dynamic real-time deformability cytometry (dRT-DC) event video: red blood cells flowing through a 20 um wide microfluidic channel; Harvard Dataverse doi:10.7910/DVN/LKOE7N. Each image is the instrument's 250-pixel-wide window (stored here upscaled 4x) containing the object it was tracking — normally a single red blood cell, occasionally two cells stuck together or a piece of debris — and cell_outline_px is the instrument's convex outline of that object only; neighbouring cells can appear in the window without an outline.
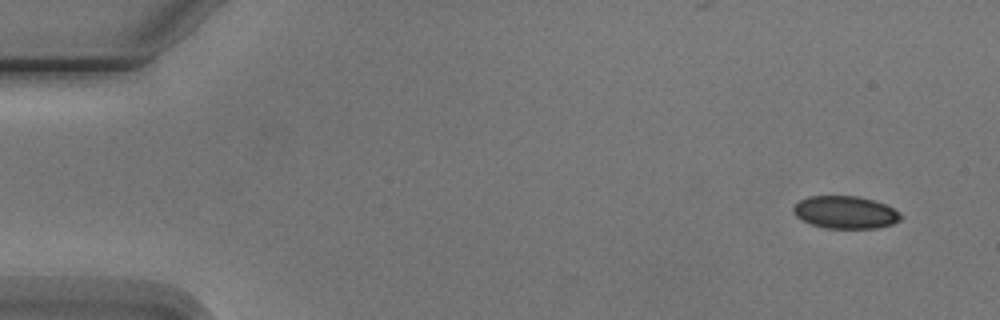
{"species": "Egyptian fruit bat (a non-hibernating species)", "species_latin": "Rousettus aegyptiacus", "temperature_condition": "cold", "stored_images_in_passage": 6, "camera_frame_rate_fps": 3000, "um_per_image_px": 0.085, "animal": {"sex": "male"}, "frame": {"image": 1, "passage_image": 1, "time_ms": 0.0, "image_size_px": [1000, 320], "cell_outline_px": [[904, 216], [900, 220], [892, 224], [876, 228], [824, 228], [812, 224], [796, 216], [792, 212], [792, 208], [800, 200], [808, 196], [860, 196], [884, 204], [900, 212]], "centroid_in_image_um": [71.86, 18.04], "position_along_channel_um": 13.1, "area_um2": 20.35}}
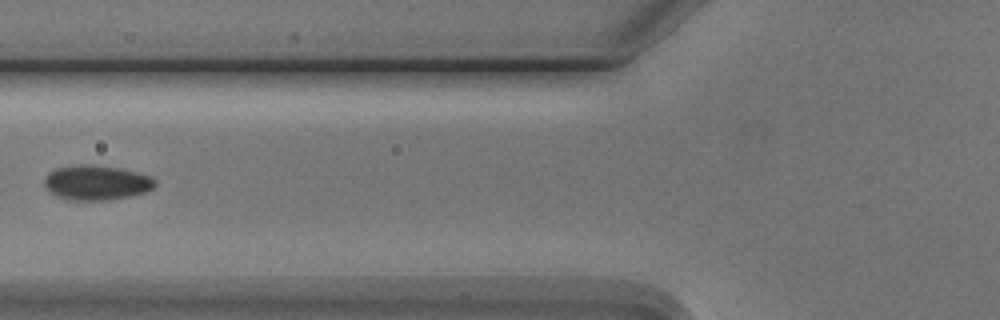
{"frame": {"image": 2, "passage_image": 6, "time_ms": 6.0, "image_size_px": [1000, 320], "cell_outline_px": [[156, 184], [152, 188], [144, 192], [128, 196], [108, 200], [68, 200], [56, 196], [48, 192], [44, 184], [44, 176], [48, 172], [56, 168], [80, 164], [88, 164], [120, 168], [152, 176], [156, 180]], "centroid_in_image_um": [8.15, 15.52], "position_along_channel_um": 117.6, "area_um2": 22.6}}